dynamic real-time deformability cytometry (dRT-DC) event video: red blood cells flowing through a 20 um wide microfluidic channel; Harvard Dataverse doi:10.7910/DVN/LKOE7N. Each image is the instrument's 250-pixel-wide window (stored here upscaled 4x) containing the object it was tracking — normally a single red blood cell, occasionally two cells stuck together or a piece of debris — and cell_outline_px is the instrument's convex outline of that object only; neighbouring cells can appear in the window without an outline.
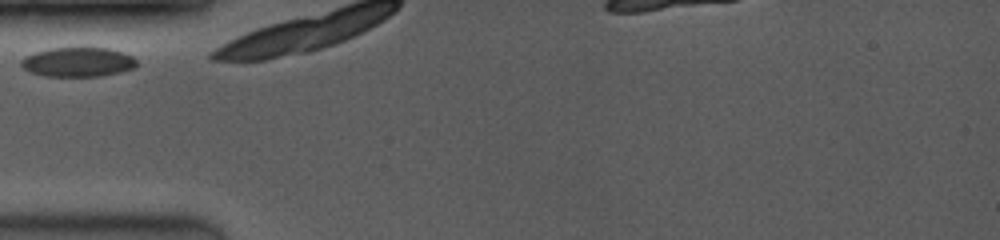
{"species": "common noctule bat (a hibernating species)", "species_latin": "Nyctalus noctula", "temperature_condition": "room temperature", "stored_images_in_passage": 20, "camera_frame_rate_fps": 3500, "um_per_image_px": 0.085, "animal": {"sex": "female", "body_mass_g": 19.0, "forearm_length_mm": 53.3}, "frame": {"image": 1, "passage_image": 1, "time_ms": 0.0, "image_size_px": [1000, 240], "cell_outline_px": [[136, 68], [120, 72], [100, 76], [44, 76], [28, 72], [20, 64], [20, 60], [24, 56], [48, 48], [108, 48], [124, 52], [132, 56], [136, 60]], "centroid_in_image_um": [6.61, 5.27], "position_along_channel_um": 78.4, "area_um2": 19.94}}